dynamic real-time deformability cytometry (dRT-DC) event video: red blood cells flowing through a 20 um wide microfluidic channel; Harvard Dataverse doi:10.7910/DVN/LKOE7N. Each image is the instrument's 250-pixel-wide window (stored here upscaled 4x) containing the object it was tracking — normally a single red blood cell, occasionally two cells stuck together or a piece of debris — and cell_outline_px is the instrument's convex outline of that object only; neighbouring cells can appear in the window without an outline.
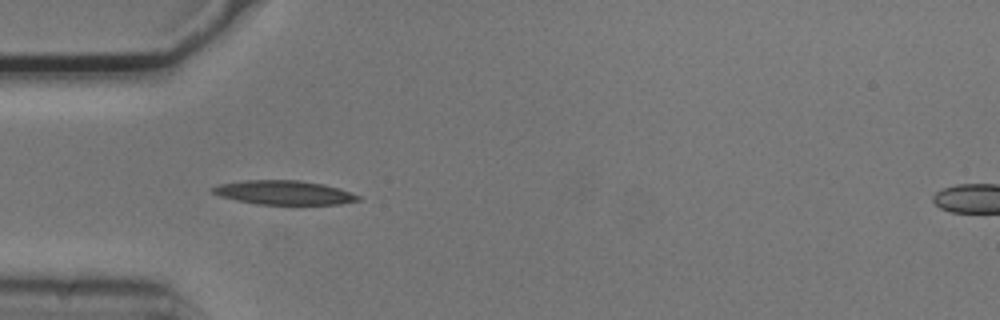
{"species": "common noctule bat (a hibernating species)", "species_latin": "Nyctalus noctula", "temperature_condition": "cold", "stored_images_in_passage": 27, "camera_frame_rate_fps": 3000, "um_per_image_px": 0.085, "animal": {"sex": "male", "body_mass_g": 20.5, "forearm_length_mm": 52.5}, "frame": {"image": 1, "passage_image": 1, "time_ms": 0.0, "image_size_px": [1000, 320], "cell_outline_px": [[360, 200], [340, 204], [256, 204], [236, 200], [220, 196], [212, 192], [208, 188], [220, 184], [244, 180], [300, 180], [324, 184], [340, 188], [360, 196]], "centroid_in_image_um": [24.12, 16.36], "position_along_channel_um": 60.9, "area_um2": 20.46}}
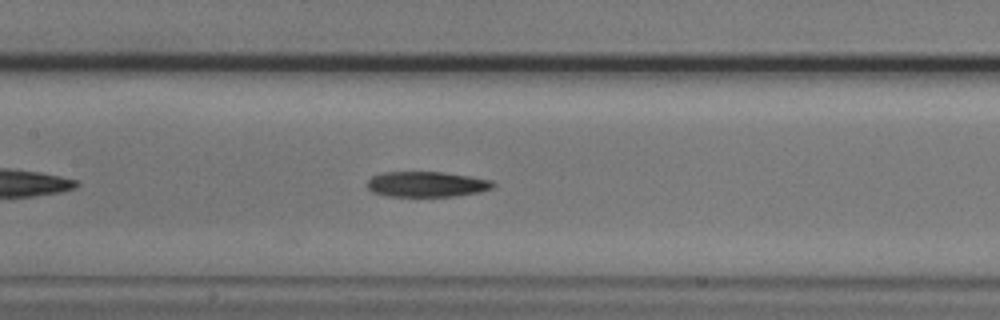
{"frame": {"image": 2, "passage_image": 10, "time_ms": 3.0, "image_size_px": [1000, 320], "cell_outline_px": [[496, 184], [492, 188], [480, 192], [456, 196], [388, 196], [372, 192], [364, 184], [372, 176], [384, 172], [444, 172], [472, 176], [492, 180]], "centroid_in_image_um": [36.28, 15.65], "position_along_channel_um": 171.1, "area_um2": 18.84}}
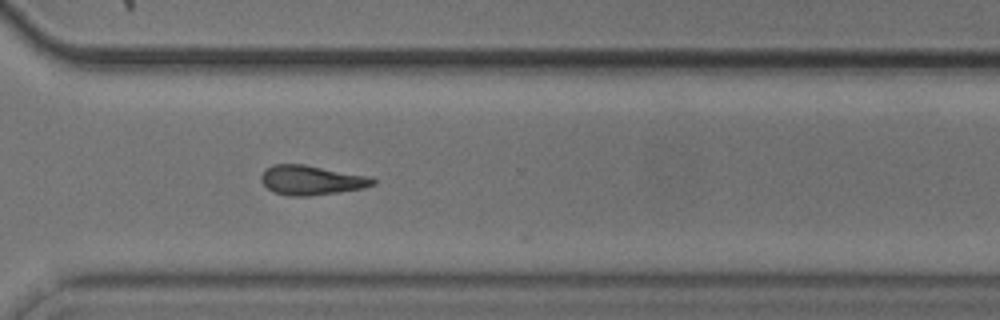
{"frame": {"image": 3, "passage_image": 24, "time_ms": 7.667, "image_size_px": [1000, 320], "cell_outline_px": [[376, 184], [360, 188], [336, 192], [308, 196], [288, 196], [272, 192], [260, 180], [260, 176], [272, 164], [304, 164], [364, 176], [376, 180]], "centroid_in_image_um": [26.39, 15.32], "position_along_channel_um": 344.2, "area_um2": 18.79}}